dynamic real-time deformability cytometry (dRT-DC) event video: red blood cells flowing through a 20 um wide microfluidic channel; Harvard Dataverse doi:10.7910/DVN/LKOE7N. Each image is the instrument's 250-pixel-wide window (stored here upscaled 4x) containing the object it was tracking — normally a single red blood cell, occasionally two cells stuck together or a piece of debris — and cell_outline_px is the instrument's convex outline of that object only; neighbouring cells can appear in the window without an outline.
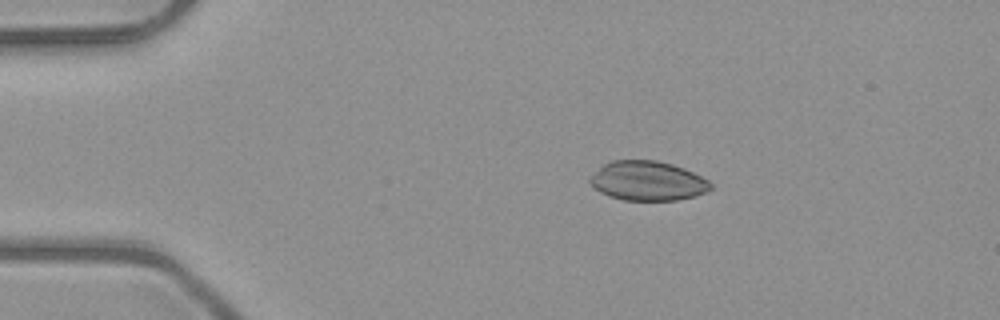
{"species": "common noctule bat (a hibernating species)", "species_latin": "Nyctalus noctula", "temperature_condition": "room temperature", "stored_images_in_passage": 52, "camera_frame_rate_fps": 3000, "um_per_image_px": 0.085, "animal": {"sex": "male", "body_mass_g": 23.1, "forearm_length_mm": 52.7}, "frame": {"image": 1, "passage_image": 10, "time_ms": 3.0, "image_size_px": [1000, 320], "cell_outline_px": [[712, 188], [696, 196], [676, 200], [624, 200], [608, 196], [600, 192], [588, 180], [604, 164], [612, 160], [656, 160], [672, 164], [684, 168], [708, 180], [712, 184]], "centroid_in_image_um": [55.07, 15.38], "position_along_channel_um": 29.9, "area_um2": 27.51}}
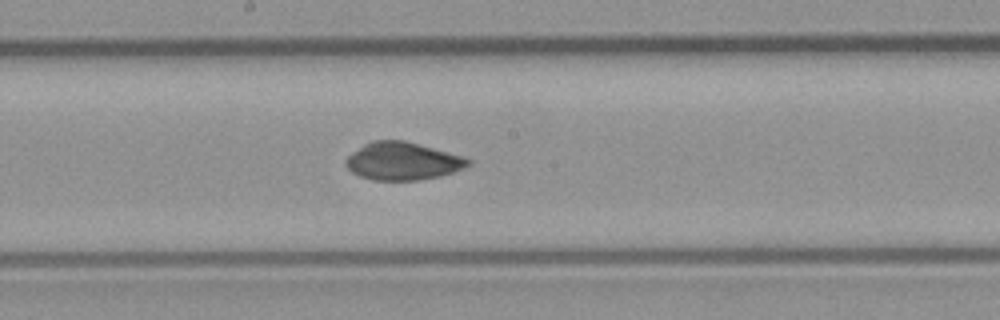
{"frame": {"image": 2, "passage_image": 28, "time_ms": 9.0, "image_size_px": [1000, 320], "cell_outline_px": [[472, 164], [452, 172], [440, 176], [416, 180], [372, 180], [360, 176], [352, 172], [344, 164], [344, 160], [352, 152], [364, 144], [372, 140], [404, 140], [420, 144], [464, 156], [472, 160]], "centroid_in_image_um": [34.22, 13.69], "position_along_channel_um": 214.0, "area_um2": 26.99}}
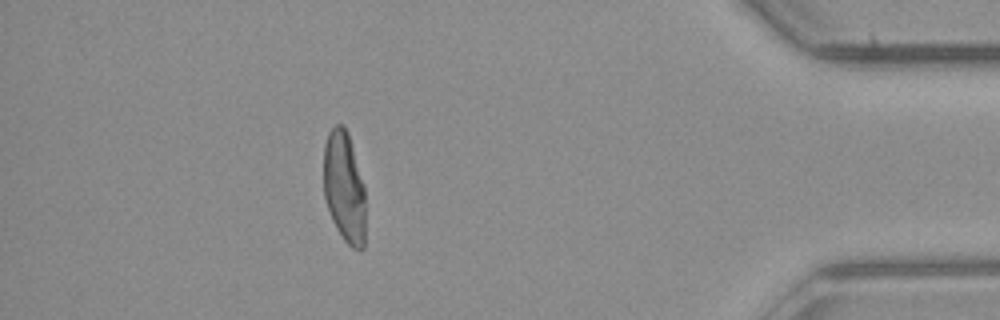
{"frame": {"image": 3, "passage_image": 46, "time_ms": 15.0, "image_size_px": [1000, 320], "cell_outline_px": [[364, 248], [360, 252], [352, 248], [344, 240], [336, 228], [332, 220], [324, 196], [324, 144], [328, 132], [336, 124], [344, 124], [348, 132], [364, 184]], "centroid_in_image_um": [29.26, 15.9], "position_along_channel_um": 405.9, "area_um2": 27.28}, "authors_computed_cell_mechanics": {"area_um2": 27.8018, "velocity_mm_per_s": 4.0409, "shape_relaxation_time_tau1_ms": null, "shape_relaxation_time_tau2_ms": 2.6952, "deformation_change_tau1": null, "deformation_change_tau2": 0.053}}